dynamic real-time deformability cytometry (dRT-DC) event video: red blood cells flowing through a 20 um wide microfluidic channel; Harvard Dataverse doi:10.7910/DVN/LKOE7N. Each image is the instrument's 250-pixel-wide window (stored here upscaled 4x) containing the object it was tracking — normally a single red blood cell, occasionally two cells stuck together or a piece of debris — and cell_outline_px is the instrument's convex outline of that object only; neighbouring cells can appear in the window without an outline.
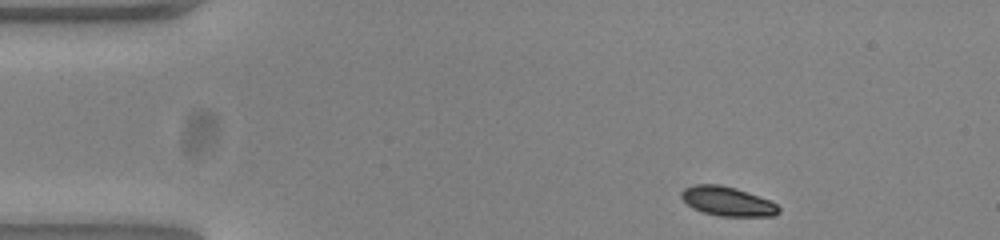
{"species": "common noctule bat (a hibernating species)", "species_latin": "Nyctalus noctula", "temperature_condition": "warm", "stored_images_in_passage": 47, "camera_frame_rate_fps": 3000, "um_per_image_px": 0.085, "animal": {"sex": "female", "body_mass_g": 23.0, "forearm_length_mm": 53.4}, "frame": {"image": 1, "passage_image": 1, "time_ms": 0.0, "image_size_px": [1000, 240], "cell_outline_px": [[780, 212], [772, 216], [720, 216], [704, 212], [692, 208], [680, 196], [680, 192], [684, 188], [692, 184], [720, 184], [736, 188], [768, 200], [776, 204], [780, 208]], "centroid_in_image_um": [61.8, 17.1], "position_along_channel_um": 23.2, "area_um2": 16.53}}
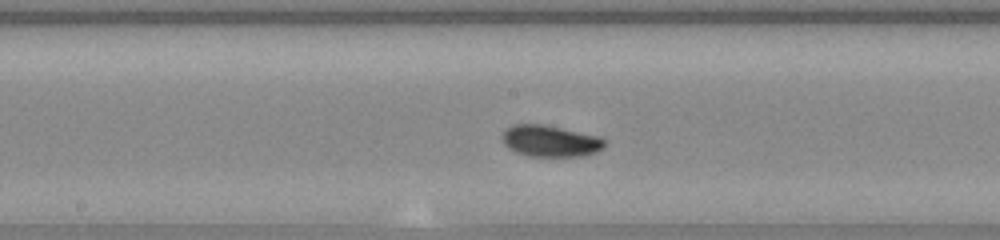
{"frame": {"image": 2, "passage_image": 21, "time_ms": 6.667, "image_size_px": [1000, 240], "cell_outline_px": [[608, 140], [596, 152], [580, 156], [528, 156], [516, 152], [508, 148], [504, 144], [504, 132], [512, 124], [544, 124], [600, 136]], "centroid_in_image_um": [46.8, 11.98], "position_along_channel_um": 201.4, "area_um2": 18.67}}
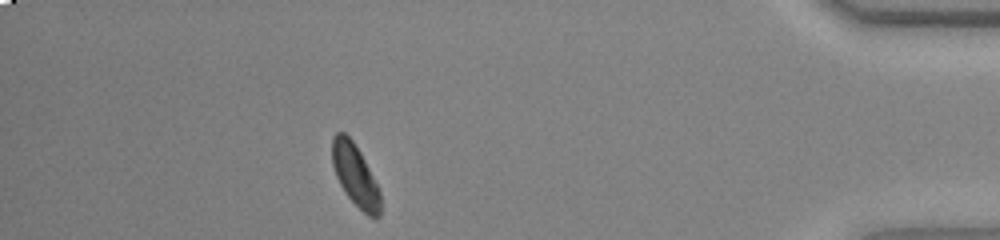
{"frame": {"image": 3, "passage_image": 41, "time_ms": 13.333, "image_size_px": [1000, 240], "cell_outline_px": [[380, 216], [376, 220], [368, 216], [344, 192], [336, 176], [332, 164], [332, 136], [336, 132], [344, 132], [352, 140], [360, 152], [380, 192]], "centroid_in_image_um": [30.18, 14.89], "position_along_channel_um": 405.0, "area_um2": 17.17}, "authors_computed_cell_mechanics": {"area_um2": 17.629, "velocity_mm_per_s": 3.826, "shape_relaxation_time_tau1_ms": 1.4339, "shape_relaxation_time_tau2_ms": 2.4048, "deformation_change_tau1": 0.1088, "deformation_change_tau2": 0.0538}}